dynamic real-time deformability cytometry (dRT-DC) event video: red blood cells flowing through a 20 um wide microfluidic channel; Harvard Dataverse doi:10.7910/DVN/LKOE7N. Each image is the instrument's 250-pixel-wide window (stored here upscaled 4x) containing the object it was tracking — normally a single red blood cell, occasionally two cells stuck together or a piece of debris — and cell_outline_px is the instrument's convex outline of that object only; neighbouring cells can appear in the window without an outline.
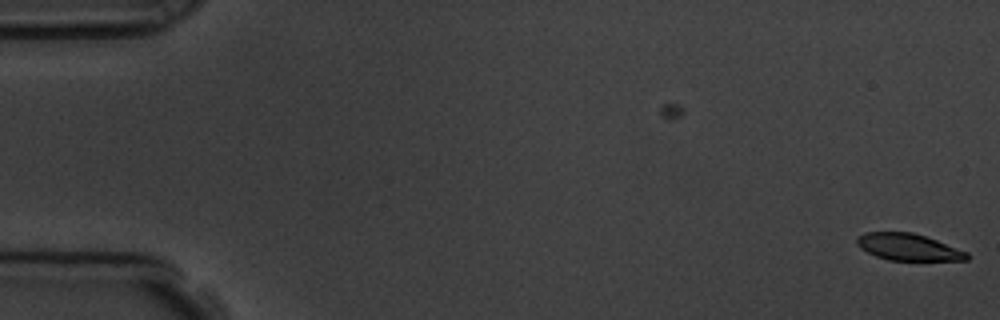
{"species": "common noctule bat (a hibernating species)", "species_latin": "Nyctalus noctula", "temperature_condition": "room temperature", "stored_images_in_passage": 6, "camera_frame_rate_fps": 3000, "um_per_image_px": 0.085, "animal": {"sex": "male", "body_mass_g": 19.5, "forearm_length_mm": 54.6}, "frame": {"image": 1, "passage_image": 6, "time_ms": 1.667, "image_size_px": [1000, 320], "cell_outline_px": [[968, 260], [888, 260], [876, 256], [860, 248], [856, 244], [856, 236], [864, 232], [912, 232], [936, 240], [968, 252]], "centroid_in_image_um": [77.16, 20.99], "position_along_channel_um": 7.8, "area_um2": 17.11}}